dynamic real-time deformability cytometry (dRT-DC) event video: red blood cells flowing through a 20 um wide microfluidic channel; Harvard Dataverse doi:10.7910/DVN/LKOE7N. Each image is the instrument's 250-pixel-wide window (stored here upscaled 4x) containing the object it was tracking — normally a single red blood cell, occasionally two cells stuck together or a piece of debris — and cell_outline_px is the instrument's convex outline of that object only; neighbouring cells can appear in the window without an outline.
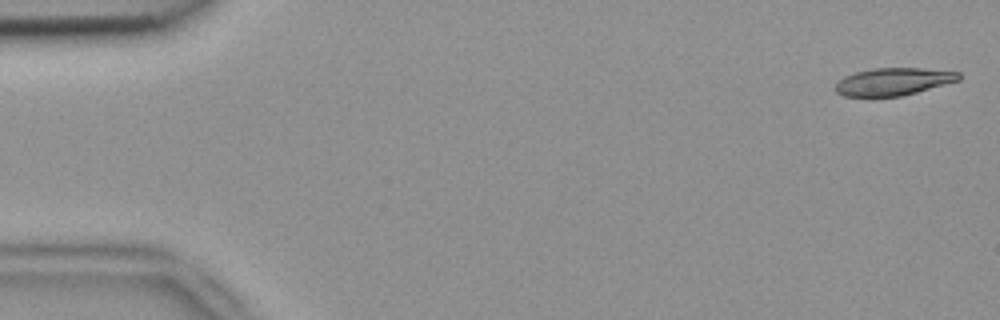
{"species": "common noctule bat (a hibernating species)", "species_latin": "Nyctalus noctula", "temperature_condition": "room temperature", "stored_images_in_passage": 5, "camera_frame_rate_fps": 3000, "um_per_image_px": 0.085, "animal": {"sex": "female", "body_mass_g": 18.4}, "frame": {"image": 1, "passage_image": 1, "time_ms": 0.0, "image_size_px": [1000, 320], "cell_outline_px": [[960, 80], [916, 92], [900, 96], [844, 96], [836, 92], [836, 84], [844, 76], [856, 72], [872, 68], [924, 68], [960, 72]], "centroid_in_image_um": [75.94, 6.92], "position_along_channel_um": 9.1, "area_um2": 19.59}}